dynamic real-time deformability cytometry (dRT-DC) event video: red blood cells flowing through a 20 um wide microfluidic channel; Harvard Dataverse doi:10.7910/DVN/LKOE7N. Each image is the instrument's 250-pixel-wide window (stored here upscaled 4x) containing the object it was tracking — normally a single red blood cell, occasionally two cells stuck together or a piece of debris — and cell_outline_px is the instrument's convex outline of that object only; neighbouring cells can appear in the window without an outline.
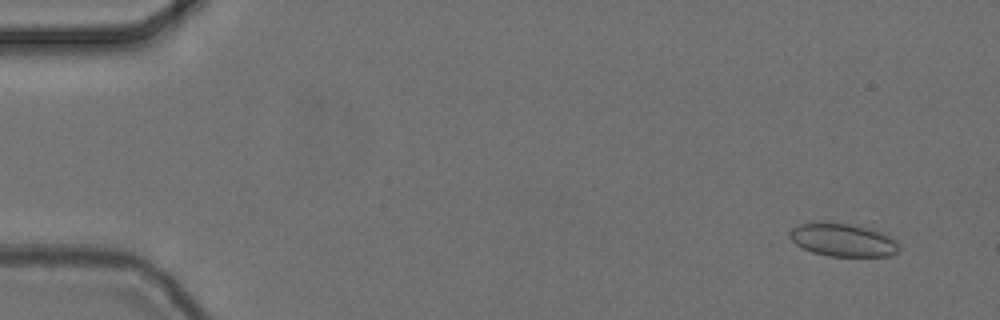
{"species": "common noctule bat (a hibernating species)", "species_latin": "Nyctalus noctula", "temperature_condition": "cold", "stored_images_in_passage": 56, "camera_frame_rate_fps": 3000, "um_per_image_px": 0.085, "animal": {"sex": "female", "body_mass_g": 24.6, "forearm_length_mm": 56.2}, "frame": {"image": 1, "passage_image": 4, "time_ms": 1.0, "image_size_px": [1000, 320], "cell_outline_px": [[900, 252], [888, 256], [828, 256], [812, 252], [796, 244], [788, 236], [788, 232], [792, 228], [800, 224], [812, 220], [824, 220], [848, 224], [868, 228], [888, 236], [896, 240], [900, 244]], "centroid_in_image_um": [71.61, 20.37], "position_along_channel_um": 13.4, "area_um2": 21.44}}
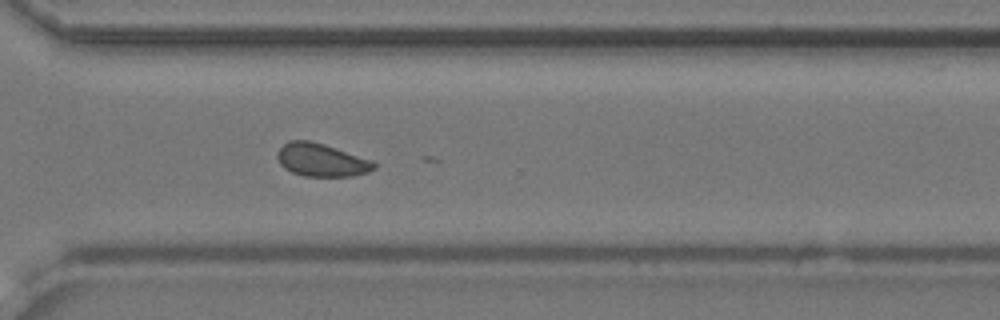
{"frame": {"image": 2, "passage_image": 41, "time_ms": 13.333, "image_size_px": [1000, 320], "cell_outline_px": [[376, 168], [368, 172], [352, 176], [304, 176], [292, 172], [284, 168], [280, 164], [276, 156], [276, 152], [288, 140], [308, 140], [324, 144], [372, 160], [376, 164]], "centroid_in_image_um": [27.3, 13.6], "position_along_channel_um": 343.3, "area_um2": 18.61}}
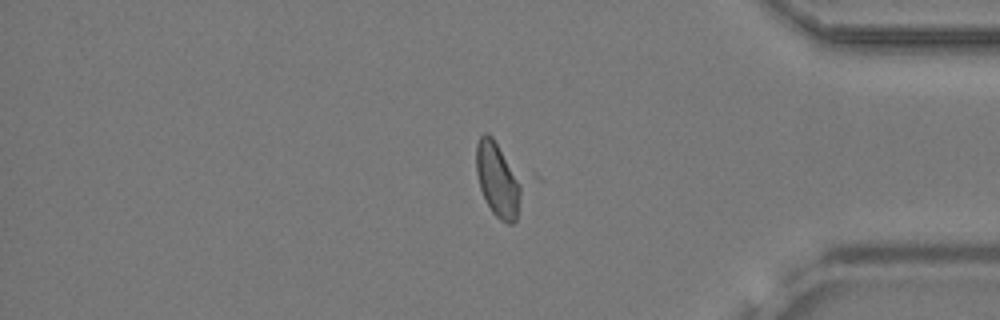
{"frame": {"image": 3, "passage_image": 47, "time_ms": 15.333, "image_size_px": [1000, 320], "cell_outline_px": [[544, 180], [516, 220], [512, 224], [508, 224], [500, 220], [492, 212], [480, 188], [476, 172], [476, 144], [480, 136], [484, 132], [488, 132], [532, 168]], "centroid_in_image_um": [42.87, 15.19], "position_along_channel_um": 392.3, "area_um2": 26.7}}